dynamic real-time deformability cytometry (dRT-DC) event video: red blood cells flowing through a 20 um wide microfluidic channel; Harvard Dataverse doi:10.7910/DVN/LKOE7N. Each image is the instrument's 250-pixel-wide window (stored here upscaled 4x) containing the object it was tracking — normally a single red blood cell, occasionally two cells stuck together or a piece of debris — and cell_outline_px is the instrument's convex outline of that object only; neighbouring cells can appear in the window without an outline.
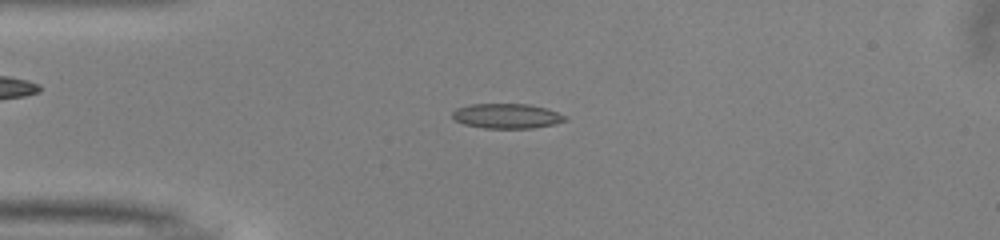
{"species": "common noctule bat (a hibernating species)", "species_latin": "Nyctalus noctula", "temperature_condition": "warm", "stored_images_in_passage": 46, "camera_frame_rate_fps": 3000, "um_per_image_px": 0.085, "animal": {"sex": "male", "body_mass_g": 13.0, "forearm_length_mm": 53.1}, "frame": {"image": 1, "passage_image": 8, "time_ms": 2.333, "image_size_px": [1000, 240], "cell_outline_px": [[568, 120], [556, 124], [532, 128], [484, 128], [464, 124], [456, 120], [452, 116], [452, 112], [456, 108], [472, 104], [528, 104], [544, 108], [568, 116]], "centroid_in_image_um": [43.1, 9.86], "position_along_channel_um": 41.9, "area_um2": 16.3}}
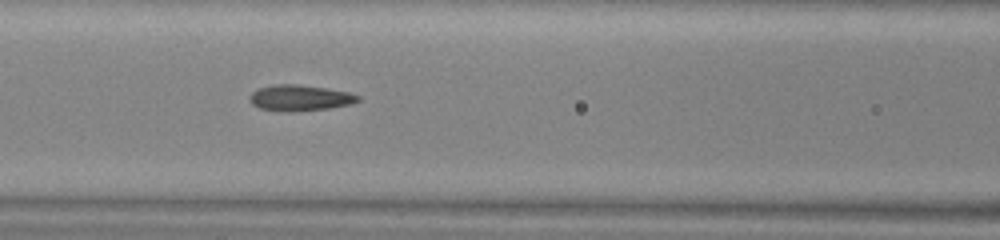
{"frame": {"image": 2, "passage_image": 17, "time_ms": 5.333, "image_size_px": [1000, 240], "cell_outline_px": [[360, 100], [352, 104], [328, 108], [260, 108], [252, 104], [252, 92], [260, 88], [276, 84], [296, 84], [324, 88], [348, 92], [360, 96]], "centroid_in_image_um": [25.58, 8.26], "position_along_channel_um": 141.0, "area_um2": 15.03}}
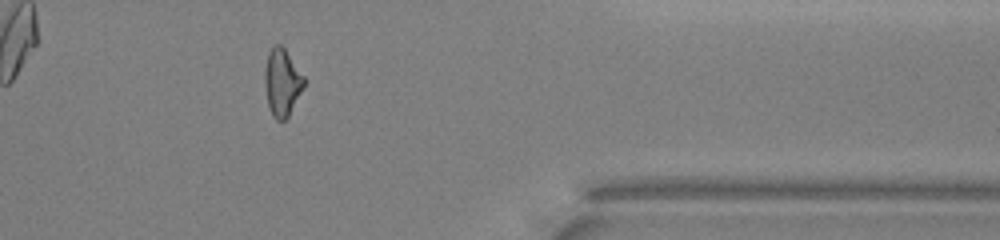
{"frame": {"image": 3, "passage_image": 37, "time_ms": 12.0, "image_size_px": [1000, 240], "cell_outline_px": [[308, 80], [288, 116], [284, 120], [276, 120], [272, 116], [268, 108], [264, 84], [264, 72], [268, 52], [272, 44], [280, 44], [284, 48]], "centroid_in_image_um": [23.98, 6.99], "position_along_channel_um": 387.4, "area_um2": 15.78}, "authors_computed_cell_mechanics": {"area_um2": 15.7505, "velocity_mm_per_s": 4.0249, "shape_relaxation_time_tau1_ms": null, "shape_relaxation_time_tau2_ms": 2.9364, "deformation_change_tau1": null, "deformation_change_tau2": 0.1004}}